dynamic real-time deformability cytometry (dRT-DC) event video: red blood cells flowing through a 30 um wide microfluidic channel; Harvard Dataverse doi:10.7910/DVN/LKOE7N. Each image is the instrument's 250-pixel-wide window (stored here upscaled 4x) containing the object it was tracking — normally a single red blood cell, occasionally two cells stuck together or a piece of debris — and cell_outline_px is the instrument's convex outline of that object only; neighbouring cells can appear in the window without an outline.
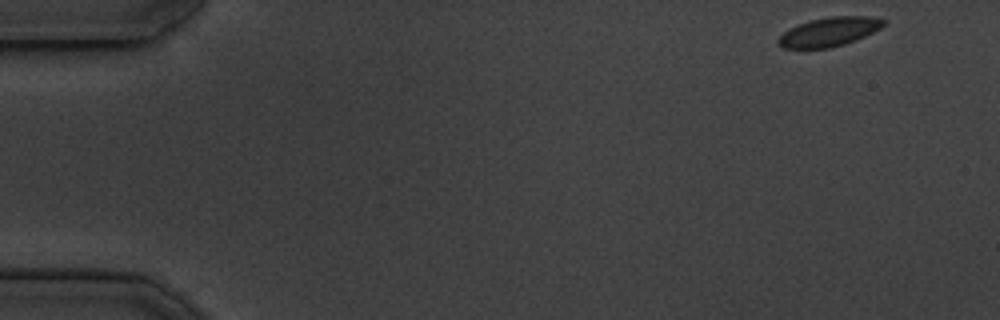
{"species": "common noctule bat (a hibernating species)", "species_latin": "Nyctalus noctula", "temperature_condition": "cold", "stored_images_in_passage": 51, "camera_frame_rate_fps": 3000, "um_per_image_px": 0.085, "animal": {"sex": "male", "body_mass_g": 19.5, "forearm_length_mm": 54.6}, "frame": {"image": 1, "passage_image": 1, "time_ms": 0.0, "image_size_px": [1000, 320], "cell_outline_px": [[888, 20], [880, 28], [856, 40], [844, 44], [828, 48], [784, 48], [776, 44], [776, 40], [784, 32], [800, 24], [812, 20], [832, 16], [872, 16]], "centroid_in_image_um": [70.5, 2.7], "position_along_channel_um": 14.5, "area_um2": 17.63}}
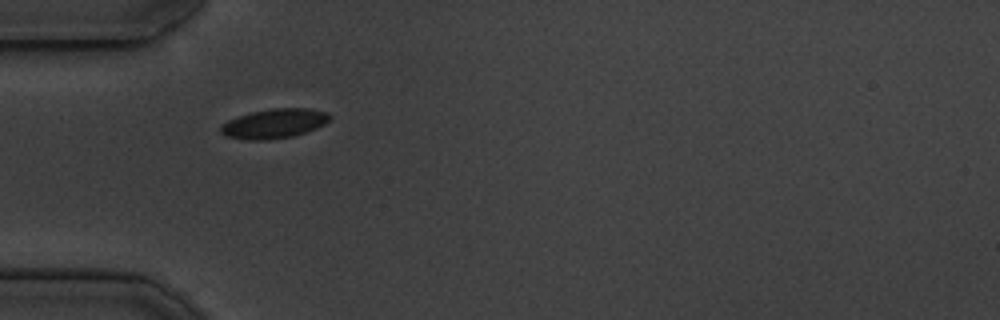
{"frame": {"image": 2, "passage_image": 14, "time_ms": 4.333, "image_size_px": [1000, 320], "cell_outline_px": [[332, 116], [324, 124], [316, 128], [292, 136], [264, 140], [248, 140], [224, 136], [220, 132], [220, 124], [228, 120], [252, 112], [272, 108], [308, 108], [328, 112]], "centroid_in_image_um": [23.29, 10.5], "position_along_channel_um": 61.7, "area_um2": 18.67}}
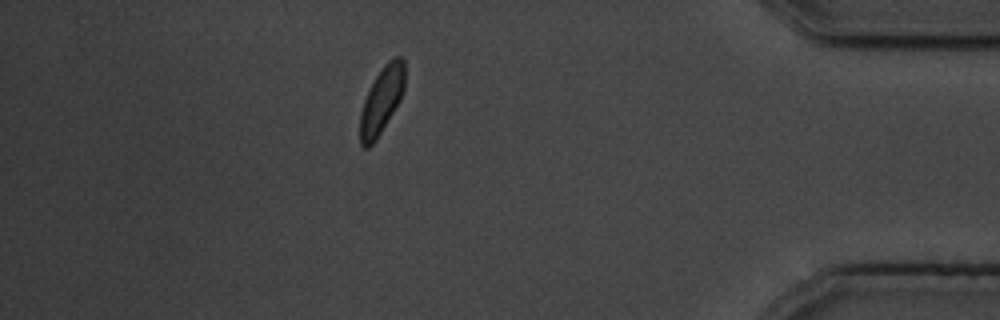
{"frame": {"image": 3, "passage_image": 45, "time_ms": 14.667, "image_size_px": [1000, 320], "cell_outline_px": [[404, 88], [400, 100], [376, 140], [368, 148], [364, 148], [360, 144], [360, 112], [364, 100], [376, 76], [384, 64], [388, 60], [396, 56], [400, 56], [404, 60]], "centroid_in_image_um": [32.43, 8.53], "position_along_channel_um": 402.8, "area_um2": 17.17}, "authors_computed_cell_mechanics": {"area_um2": 18.0914, "velocity_mm_per_s": 3.7141, "shape_relaxation_time_tau1_ms": 3.5122, "shape_relaxation_time_tau2_ms": null, "deformation_change_tau1": 0.0517, "deformation_change_tau2": null}}